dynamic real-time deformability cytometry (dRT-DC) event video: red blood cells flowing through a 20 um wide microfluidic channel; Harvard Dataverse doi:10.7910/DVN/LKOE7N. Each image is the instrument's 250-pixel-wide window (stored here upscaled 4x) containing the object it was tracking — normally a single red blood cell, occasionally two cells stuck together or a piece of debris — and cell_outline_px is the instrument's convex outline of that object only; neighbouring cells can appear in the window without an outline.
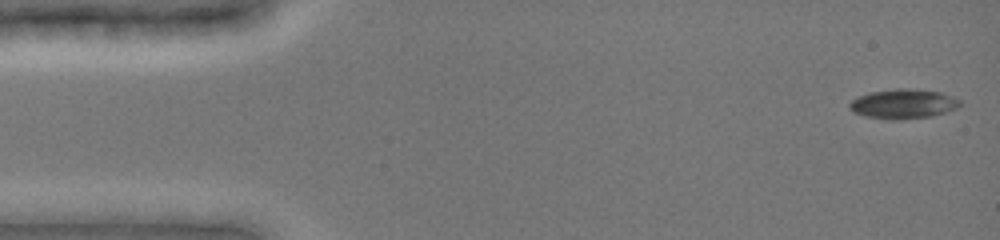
{"species": "common noctule bat (a hibernating species)", "species_latin": "Nyctalus noctula", "temperature_condition": "cold", "stored_images_in_passage": 25, "camera_frame_rate_fps": 3000, "um_per_image_px": 0.085, "animal": {"sex": "female", "body_mass_g": 19.0, "forearm_length_mm": 51.5}, "frame": {"image": 1, "passage_image": 1, "time_ms": 0.0, "image_size_px": [1000, 240], "cell_outline_px": [[960, 104], [956, 108], [932, 116], [900, 120], [888, 120], [864, 116], [852, 112], [848, 108], [848, 104], [852, 100], [868, 92], [896, 88], [908, 88], [940, 92], [952, 96], [960, 100]], "centroid_in_image_um": [76.72, 8.83], "position_along_channel_um": 8.3, "area_um2": 19.19}}
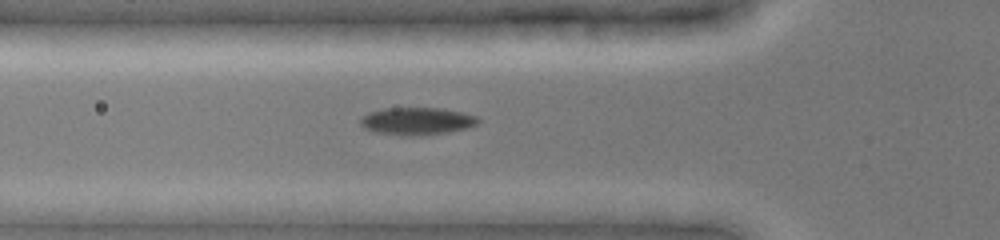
{"frame": {"image": 2, "passage_image": 15, "time_ms": 5.0, "image_size_px": [1000, 240], "cell_outline_px": [[480, 120], [476, 124], [468, 128], [448, 132], [420, 136], [400, 136], [376, 132], [364, 128], [360, 124], [360, 116], [368, 112], [384, 108], [440, 108], [460, 112], [476, 116]], "centroid_in_image_um": [35.39, 10.3], "position_along_channel_um": 90.4, "area_um2": 19.02}}
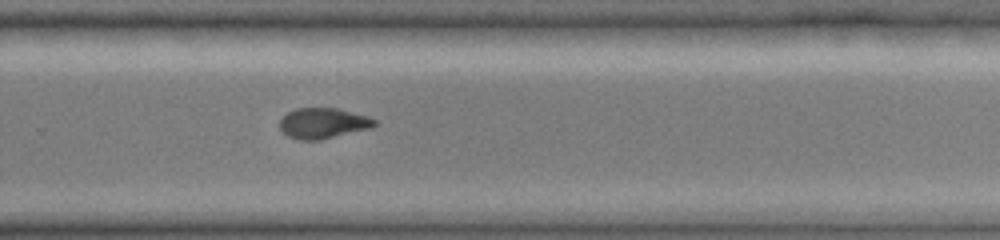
{"frame": {"image": 3, "passage_image": 25, "time_ms": 10.333, "image_size_px": [1000, 240], "cell_outline_px": [[376, 124], [372, 128], [320, 140], [300, 140], [288, 136], [280, 128], [280, 120], [288, 112], [296, 108], [336, 108], [368, 116], [376, 120]], "centroid_in_image_um": [27.48, 10.47], "position_along_channel_um": 302.3, "area_um2": 16.82}}